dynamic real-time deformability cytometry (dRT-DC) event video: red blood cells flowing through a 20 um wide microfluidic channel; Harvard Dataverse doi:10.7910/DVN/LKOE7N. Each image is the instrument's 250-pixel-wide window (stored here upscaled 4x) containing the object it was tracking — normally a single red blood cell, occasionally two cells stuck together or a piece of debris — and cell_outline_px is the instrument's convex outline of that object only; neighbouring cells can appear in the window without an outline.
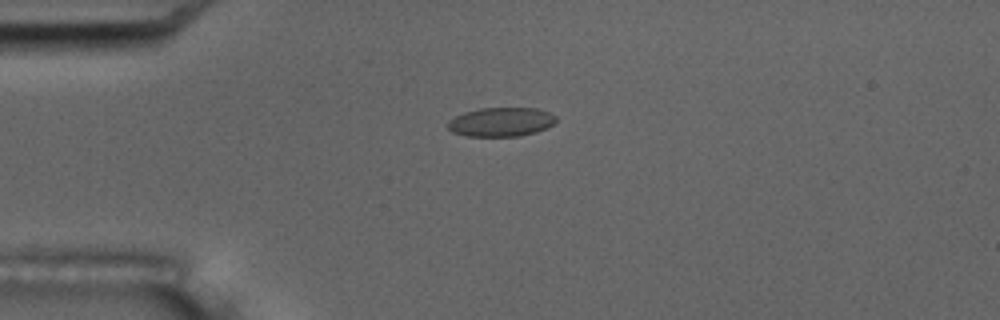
{"species": "common noctule bat (a hibernating species)", "species_latin": "Nyctalus noctula", "temperature_condition": "room temperature", "stored_images_in_passage": 6, "camera_frame_rate_fps": 3000, "um_per_image_px": 0.085, "animal": {"sex": "male", "body_mass_g": 17.5, "forearm_length_mm": 52.3}, "frame": {"image": 1, "passage_image": 5, "time_ms": 4.667, "image_size_px": [1000, 320], "cell_outline_px": [[556, 124], [548, 128], [536, 132], [516, 136], [468, 136], [452, 132], [448, 128], [448, 120], [464, 112], [480, 108], [536, 108], [548, 112], [556, 116]], "centroid_in_image_um": [42.61, 10.36], "position_along_channel_um": 42.4, "area_um2": 18.38}}